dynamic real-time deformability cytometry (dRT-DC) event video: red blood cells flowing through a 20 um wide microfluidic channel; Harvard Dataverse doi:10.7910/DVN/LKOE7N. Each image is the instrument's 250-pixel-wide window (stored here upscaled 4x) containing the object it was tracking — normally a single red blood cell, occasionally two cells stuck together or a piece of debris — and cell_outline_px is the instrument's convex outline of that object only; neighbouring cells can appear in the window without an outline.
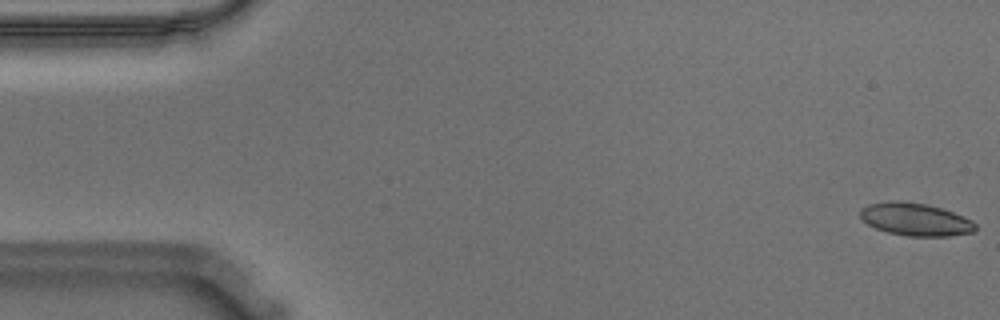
{"species": "Egyptian fruit bat (a non-hibernating species)", "species_latin": "Rousettus aegyptiacus", "temperature_condition": "warm", "stored_images_in_passage": 56, "camera_frame_rate_fps": 3000, "um_per_image_px": 0.085, "animal": {"sex": "male"}, "frame": {"image": 1, "passage_image": 1, "time_ms": 0.0, "image_size_px": [1000, 320], "cell_outline_px": [[976, 232], [948, 236], [908, 236], [888, 232], [876, 228], [868, 224], [860, 216], [860, 208], [868, 204], [888, 200], [896, 200], [924, 204], [940, 208], [964, 216], [972, 220], [976, 224]], "centroid_in_image_um": [77.81, 18.64], "position_along_channel_um": 7.2, "area_um2": 21.96}}
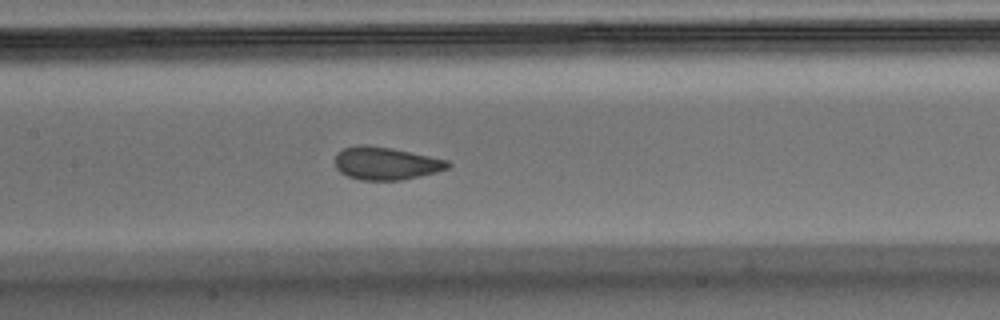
{"frame": {"image": 2, "passage_image": 26, "time_ms": 8.333, "image_size_px": [1000, 320], "cell_outline_px": [[452, 164], [448, 168], [436, 172], [420, 176], [400, 180], [360, 180], [348, 176], [340, 172], [336, 168], [336, 152], [344, 148], [356, 144], [364, 144], [392, 148], [448, 160]], "centroid_in_image_um": [32.79, 13.88], "position_along_channel_um": 174.6, "area_um2": 21.62}}
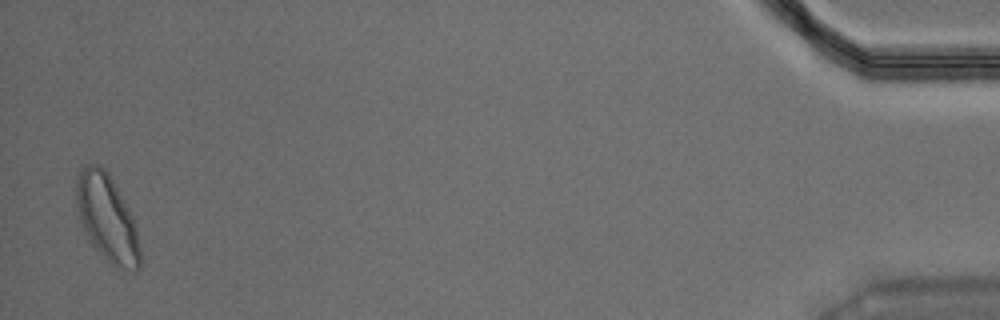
{"frame": {"image": 3, "passage_image": 55, "time_ms": 18.0, "image_size_px": [1000, 320], "cell_outline_px": [[140, 268], [136, 272], [116, 268], [92, 244], [80, 220], [76, 204], [76, 180], [80, 172], [88, 164], [100, 164], [108, 172], [132, 216], [136, 228], [140, 248]], "centroid_in_image_um": [9.11, 18.55], "position_along_channel_um": 426.1, "area_um2": 31.79}, "authors_computed_cell_mechanics": {"area_um2": 21.9062, "velocity_mm_per_s": 3.5588, "shape_relaxation_time_tau1_ms": 4.0186, "shape_relaxation_time_tau2_ms": null, "deformation_change_tau1": 0.1141, "deformation_change_tau2": null}}